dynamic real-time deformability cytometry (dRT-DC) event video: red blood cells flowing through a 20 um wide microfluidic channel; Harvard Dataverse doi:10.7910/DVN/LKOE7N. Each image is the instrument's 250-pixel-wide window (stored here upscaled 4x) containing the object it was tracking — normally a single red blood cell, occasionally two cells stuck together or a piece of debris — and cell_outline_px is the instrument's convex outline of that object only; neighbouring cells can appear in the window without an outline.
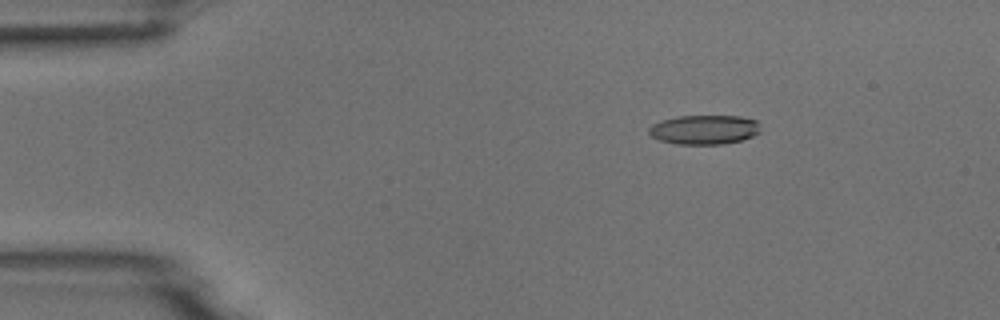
{"species": "common noctule bat (a hibernating species)", "species_latin": "Nyctalus noctula", "temperature_condition": "room temperature", "stored_images_in_passage": 4, "camera_frame_rate_fps": 3000, "um_per_image_px": 0.085, "animal": {"sex": "male", "body_mass_g": 18.8}, "frame": {"image": 1, "passage_image": 3, "time_ms": 2.0, "image_size_px": [1000, 320], "cell_outline_px": [[760, 132], [744, 140], [724, 144], [676, 144], [660, 140], [652, 136], [648, 132], [648, 128], [652, 124], [660, 120], [676, 116], [740, 116], [756, 120], [760, 124]], "centroid_in_image_um": [59.87, 11.02], "position_along_channel_um": 25.1, "area_um2": 19.31}}